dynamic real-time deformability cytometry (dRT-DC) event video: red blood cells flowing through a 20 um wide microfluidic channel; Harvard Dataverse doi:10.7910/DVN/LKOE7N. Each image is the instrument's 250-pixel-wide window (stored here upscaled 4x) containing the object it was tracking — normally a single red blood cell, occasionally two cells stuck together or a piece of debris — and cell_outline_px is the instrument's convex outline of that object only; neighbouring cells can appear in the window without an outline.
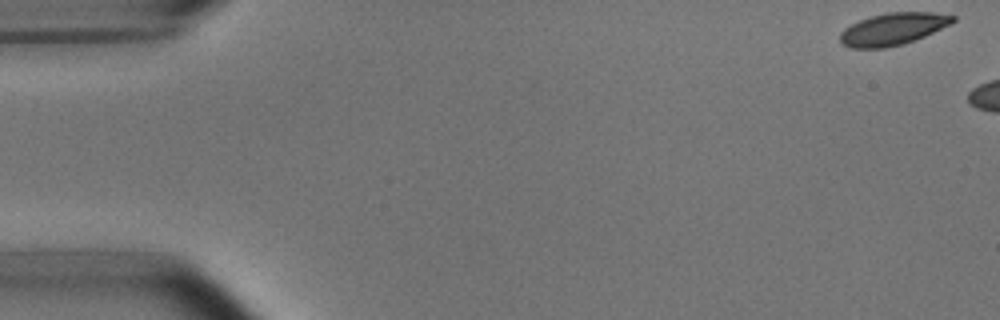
{"species": "common noctule bat (a hibernating species)", "species_latin": "Nyctalus noctula", "temperature_condition": "room temperature", "stored_images_in_passage": 7, "camera_frame_rate_fps": 3000, "um_per_image_px": 0.085, "animal": {"sex": "male", "body_mass_g": 15.6}, "frame": {"image": 1, "passage_image": 1, "time_ms": 0.0, "image_size_px": [1000, 320], "cell_outline_px": [[956, 20], [952, 24], [924, 36], [904, 44], [884, 48], [852, 48], [844, 44], [840, 40], [840, 32], [844, 28], [860, 20], [872, 16], [888, 12], [932, 12], [956, 16]], "centroid_in_image_um": [75.93, 2.46], "position_along_channel_um": 9.1, "area_um2": 21.04}}